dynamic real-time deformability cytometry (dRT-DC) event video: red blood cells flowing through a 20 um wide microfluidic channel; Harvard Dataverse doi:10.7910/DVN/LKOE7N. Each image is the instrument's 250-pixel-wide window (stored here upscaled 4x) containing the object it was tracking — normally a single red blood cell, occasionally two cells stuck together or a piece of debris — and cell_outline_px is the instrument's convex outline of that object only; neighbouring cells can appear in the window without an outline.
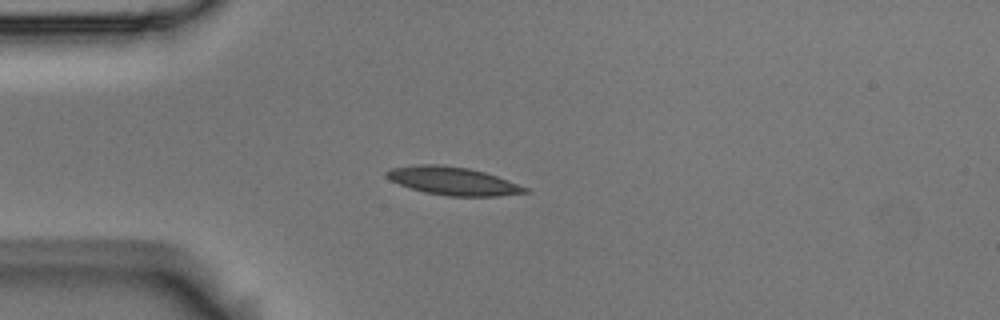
{"species": "Egyptian fruit bat (a non-hibernating species)", "species_latin": "Rousettus aegyptiacus", "temperature_condition": "room temperature", "stored_images_in_passage": 41, "camera_frame_rate_fps": 3000, "um_per_image_px": 0.085, "animal": {"sex": "male"}, "frame": {"image": 1, "passage_image": 1, "time_ms": 0.0, "image_size_px": [1000, 320], "cell_outline_px": [[532, 192], [500, 196], [448, 196], [424, 192], [400, 184], [392, 180], [384, 172], [392, 168], [416, 164], [440, 164], [468, 168], [484, 172], [508, 180], [528, 188]], "centroid_in_image_um": [38.54, 15.38], "position_along_channel_um": 46.5, "area_um2": 22.54}}
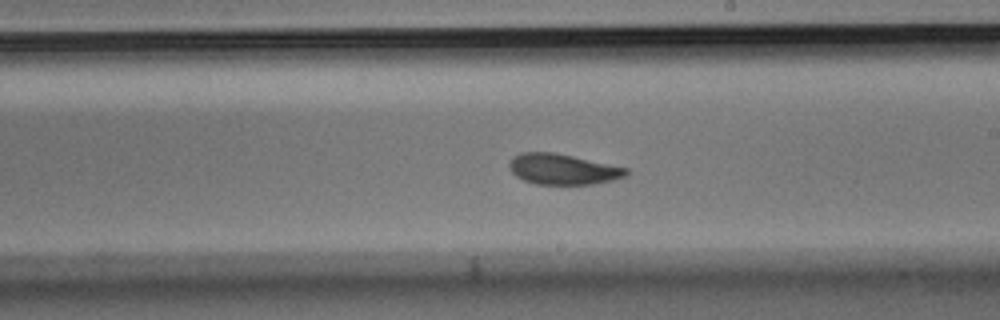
{"frame": {"image": 2, "passage_image": 18, "time_ms": 5.667, "image_size_px": [1000, 320], "cell_outline_px": [[628, 172], [624, 176], [612, 180], [592, 184], [536, 184], [524, 180], [516, 176], [512, 172], [508, 164], [512, 156], [520, 152], [552, 152], [572, 156], [628, 168]], "centroid_in_image_um": [47.79, 14.37], "position_along_channel_um": 241.2, "area_um2": 20.69}}
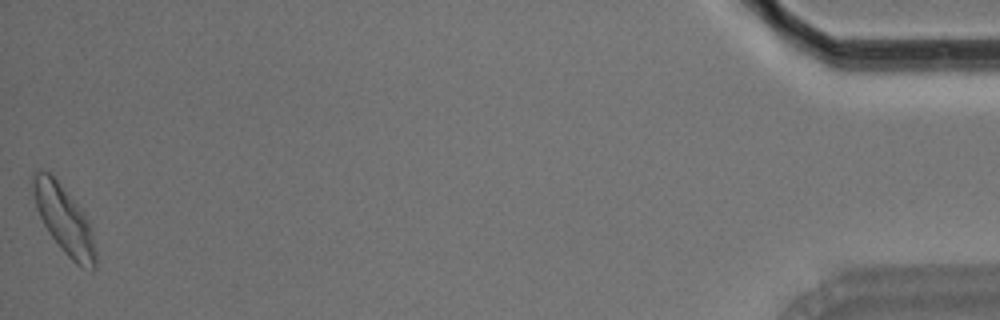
{"frame": {"image": 3, "passage_image": 41, "time_ms": 13.333, "image_size_px": [1000, 320], "cell_outline_px": [[96, 268], [92, 272], [80, 268], [60, 248], [48, 232], [36, 208], [32, 192], [32, 172], [40, 168], [48, 172], [56, 180], [80, 208], [88, 220], [92, 228], [96, 252]], "centroid_in_image_um": [5.46, 18.72], "position_along_channel_um": 429.7, "area_um2": 24.91}, "authors_computed_cell_mechanics": {"area_um2": 21.5016, "velocity_mm_per_s": 3.7072, "shape_relaxation_time_tau1_ms": 2.4732, "shape_relaxation_time_tau2_ms": 2.3436, "deformation_change_tau1": 0.1324, "deformation_change_tau2": 0.0852}}